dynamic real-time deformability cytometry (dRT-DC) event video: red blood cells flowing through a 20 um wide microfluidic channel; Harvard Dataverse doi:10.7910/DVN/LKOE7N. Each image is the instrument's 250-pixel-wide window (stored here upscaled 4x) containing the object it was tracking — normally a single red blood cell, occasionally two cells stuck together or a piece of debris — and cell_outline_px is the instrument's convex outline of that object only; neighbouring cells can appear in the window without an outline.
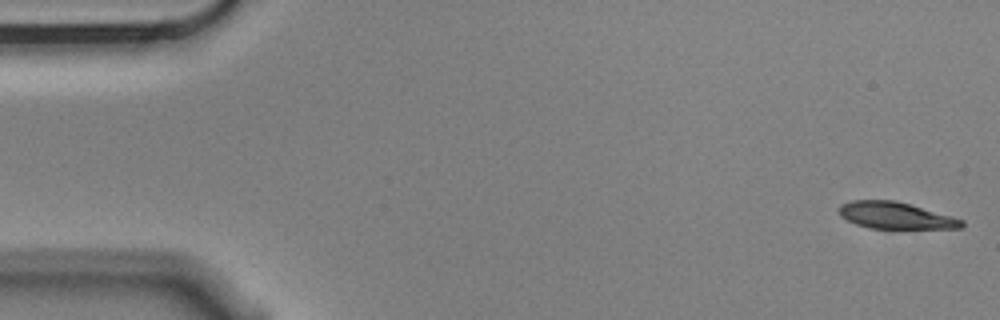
{"species": "Egyptian fruit bat (a non-hibernating species)", "species_latin": "Rousettus aegyptiacus", "temperature_condition": "cold", "stored_images_in_passage": 6, "camera_frame_rate_fps": 3000, "um_per_image_px": 0.085, "animal": {"sex": "male"}, "frame": {"image": 1, "passage_image": 1, "time_ms": 0.0, "image_size_px": [1000, 320], "cell_outline_px": [[964, 224], [960, 228], [868, 228], [856, 224], [840, 216], [840, 204], [852, 200], [896, 200], [912, 204], [952, 216], [964, 220]], "centroid_in_image_um": [76.13, 18.3], "position_along_channel_um": 8.9, "area_um2": 19.07}}